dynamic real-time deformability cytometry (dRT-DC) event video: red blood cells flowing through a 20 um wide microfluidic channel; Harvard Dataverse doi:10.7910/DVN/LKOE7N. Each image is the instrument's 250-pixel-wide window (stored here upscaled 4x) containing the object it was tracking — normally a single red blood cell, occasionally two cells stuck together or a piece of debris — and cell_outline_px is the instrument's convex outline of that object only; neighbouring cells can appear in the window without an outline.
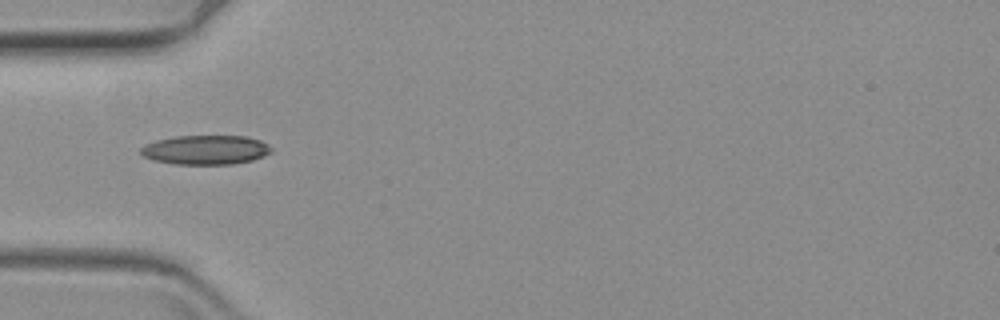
{"species": "common noctule bat (a hibernating species)", "species_latin": "Nyctalus noctula", "temperature_condition": "warm", "stored_images_in_passage": 39, "camera_frame_rate_fps": 3000, "um_per_image_px": 0.085, "animal": {"sex": "female", "body_mass_g": 19.3, "forearm_length_mm": 54.1}, "frame": {"image": 1, "passage_image": 1, "time_ms": 0.0, "image_size_px": [1000, 320], "cell_outline_px": [[272, 152], [264, 156], [252, 160], [232, 164], [172, 164], [152, 160], [144, 156], [140, 152], [140, 148], [144, 144], [156, 140], [176, 136], [244, 136], [260, 140], [268, 144], [272, 148]], "centroid_in_image_um": [17.47, 12.74], "position_along_channel_um": 67.5, "area_um2": 22.43}}
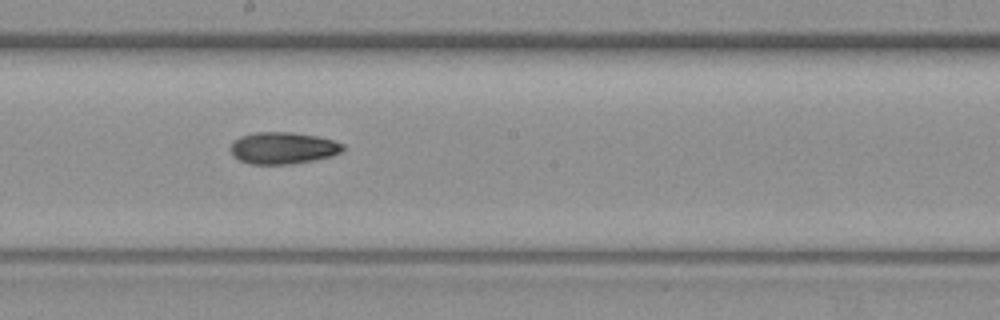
{"frame": {"image": 2, "passage_image": 15, "time_ms": 4.667, "image_size_px": [1000, 320], "cell_outline_px": [[344, 148], [340, 152], [332, 156], [312, 160], [288, 164], [248, 164], [232, 156], [232, 144], [240, 136], [252, 132], [288, 132], [316, 136], [332, 140], [344, 144]], "centroid_in_image_um": [24.04, 12.58], "position_along_channel_um": 224.2, "area_um2": 20.63}}
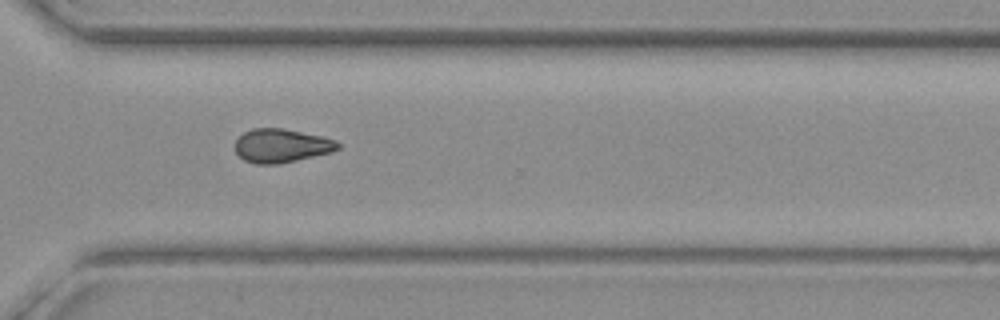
{"frame": {"image": 3, "passage_image": 26, "time_ms": 8.333, "image_size_px": [1000, 320], "cell_outline_px": [[340, 148], [332, 152], [296, 160], [276, 164], [256, 164], [244, 160], [236, 152], [236, 140], [244, 132], [252, 128], [284, 128], [324, 136], [336, 140], [340, 144]], "centroid_in_image_um": [23.95, 12.37], "position_along_channel_um": 346.7, "area_um2": 20.23}}